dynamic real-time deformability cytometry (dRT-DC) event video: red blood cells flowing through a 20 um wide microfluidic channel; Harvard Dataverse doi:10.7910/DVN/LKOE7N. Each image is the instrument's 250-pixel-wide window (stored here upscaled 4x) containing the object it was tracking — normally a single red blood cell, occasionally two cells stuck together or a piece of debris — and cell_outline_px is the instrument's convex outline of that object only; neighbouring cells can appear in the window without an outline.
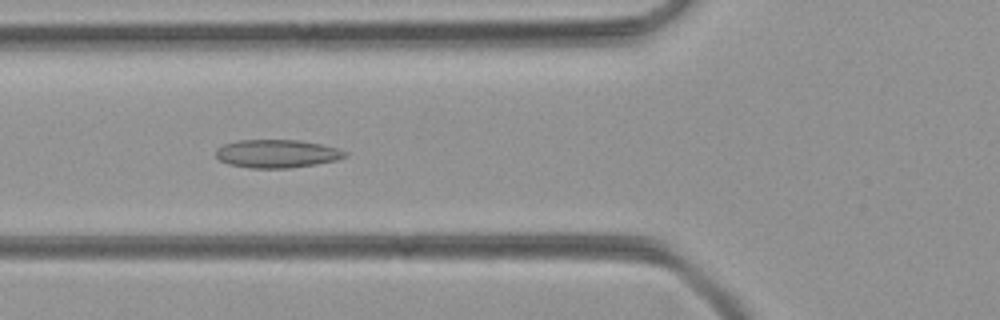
{"species": "common noctule bat (a hibernating species)", "species_latin": "Nyctalus noctula", "temperature_condition": "room temperature", "stored_images_in_passage": 50, "camera_frame_rate_fps": 3000, "um_per_image_px": 0.085, "animal": {"sex": "female", "body_mass_g": 21.9}, "frame": {"image": 1, "passage_image": 19, "time_ms": 6.0, "image_size_px": [1000, 320], "cell_outline_px": [[348, 156], [336, 160], [316, 164], [288, 168], [248, 168], [228, 164], [220, 160], [216, 156], [216, 148], [224, 144], [236, 140], [300, 140], [340, 148], [348, 152]], "centroid_in_image_um": [23.55, 13.06], "position_along_channel_um": 102.2, "area_um2": 21.39}}
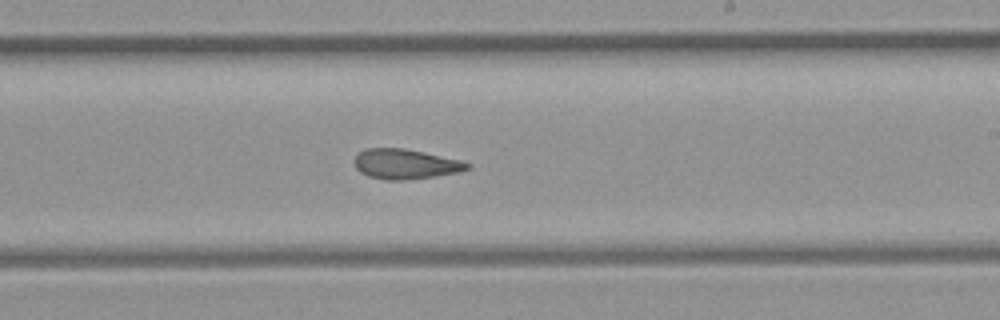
{"frame": {"image": 2, "passage_image": 30, "time_ms": 9.667, "image_size_px": [1000, 320], "cell_outline_px": [[472, 168], [456, 172], [432, 176], [404, 180], [384, 180], [368, 176], [360, 172], [356, 168], [356, 152], [364, 148], [404, 148], [424, 152], [460, 160], [472, 164]], "centroid_in_image_um": [34.44, 13.93], "position_along_channel_um": 254.6, "area_um2": 19.65}}
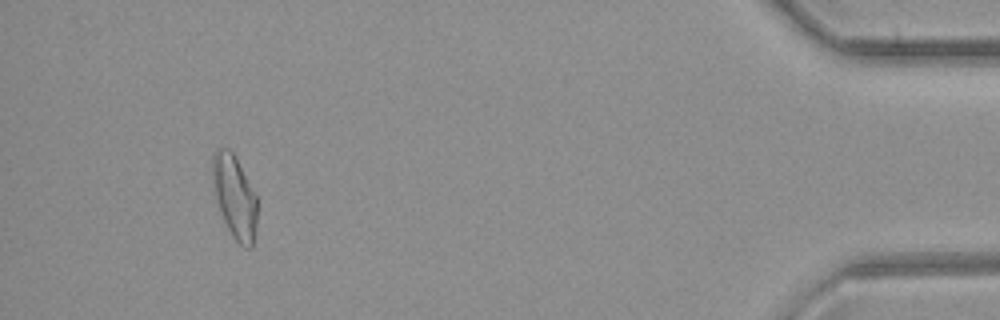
{"frame": {"image": 3, "passage_image": 47, "time_ms": 15.333, "image_size_px": [1000, 320], "cell_outline_px": [[256, 236], [252, 248], [244, 248], [232, 236], [224, 220], [216, 196], [212, 172], [212, 152], [220, 148], [228, 148], [232, 152], [256, 192]], "centroid_in_image_um": [19.97, 16.74], "position_along_channel_um": 415.2, "area_um2": 21.44}}